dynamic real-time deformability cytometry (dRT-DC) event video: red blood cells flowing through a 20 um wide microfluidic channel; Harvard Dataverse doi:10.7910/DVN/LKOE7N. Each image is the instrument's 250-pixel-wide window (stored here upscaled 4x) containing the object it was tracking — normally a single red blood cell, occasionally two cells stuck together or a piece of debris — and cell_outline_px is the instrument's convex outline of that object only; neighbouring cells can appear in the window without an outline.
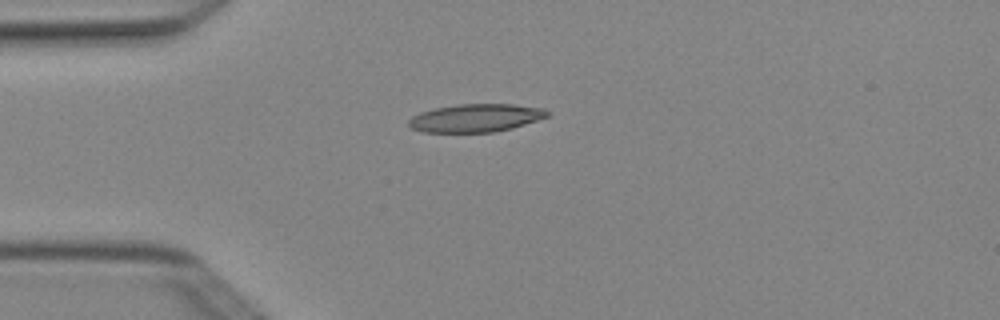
{"species": "Egyptian fruit bat (a non-hibernating species)", "species_latin": "Rousettus aegyptiacus", "temperature_condition": "cold", "stored_images_in_passage": 1, "camera_frame_rate_fps": 3000, "um_per_image_px": 0.085, "animal": {"sex": "female"}, "frame": {"image": 1, "passage_image": 1, "time_ms": 0.0, "image_size_px": [1000, 320], "cell_outline_px": [[548, 116], [512, 128], [492, 132], [424, 132], [412, 128], [408, 124], [408, 120], [412, 116], [420, 112], [436, 108], [456, 104], [512, 104], [544, 108], [548, 112]], "centroid_in_image_um": [40.41, 10.02], "position_along_channel_um": 44.6, "area_um2": 22.48}}